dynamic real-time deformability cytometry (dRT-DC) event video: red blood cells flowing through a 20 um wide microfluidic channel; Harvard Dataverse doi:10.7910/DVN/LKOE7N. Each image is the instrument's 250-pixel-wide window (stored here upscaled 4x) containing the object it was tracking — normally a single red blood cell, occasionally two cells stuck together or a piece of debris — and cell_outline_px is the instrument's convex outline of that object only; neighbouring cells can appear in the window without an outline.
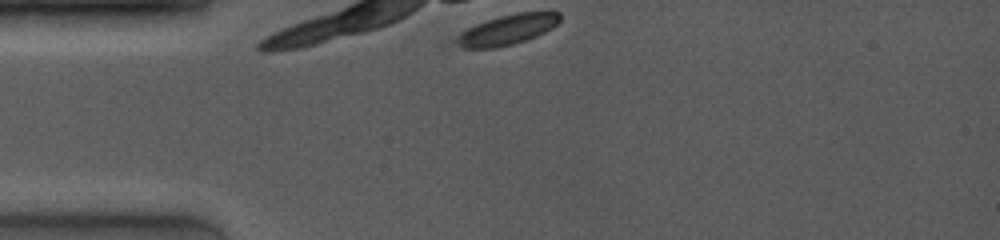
{"species": "common noctule bat (a hibernating species)", "species_latin": "Nyctalus noctula", "temperature_condition": "room temperature", "stored_images_in_passage": 3, "camera_frame_rate_fps": 4000, "um_per_image_px": 0.085, "animal": {"sex": "female", "body_mass_g": 19.0, "forearm_length_mm": 53.3}, "frame": {"image": 1, "passage_image": 1, "time_ms": 0.0, "image_size_px": [1000, 240], "cell_outline_px": [[560, 20], [552, 28], [536, 36], [512, 44], [496, 48], [440, 48], [444, 44], [460, 32], [476, 24], [500, 16], [520, 12], [560, 12]], "centroid_in_image_um": [42.87, 2.59], "position_along_channel_um": 42.1, "area_um2": 18.84}}